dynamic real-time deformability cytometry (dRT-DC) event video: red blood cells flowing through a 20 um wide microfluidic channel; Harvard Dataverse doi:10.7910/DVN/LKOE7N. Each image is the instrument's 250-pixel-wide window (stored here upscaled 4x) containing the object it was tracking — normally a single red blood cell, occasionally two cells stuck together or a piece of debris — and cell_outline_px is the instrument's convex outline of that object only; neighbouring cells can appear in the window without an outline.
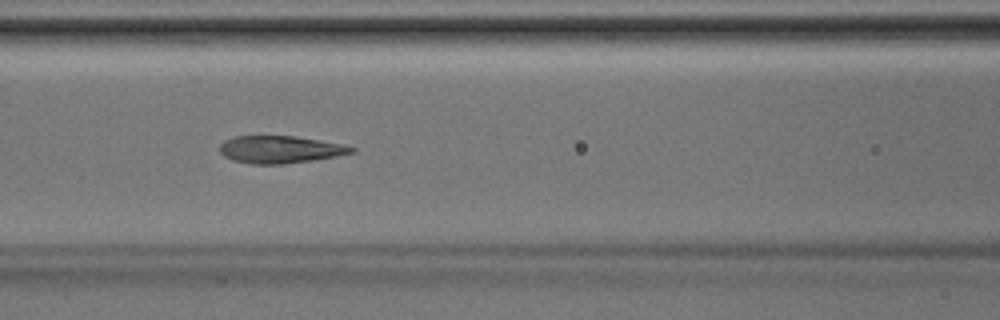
{"species": "Egyptian fruit bat (a non-hibernating species)", "species_latin": "Rousettus aegyptiacus", "temperature_condition": "room temperature", "stored_images_in_passage": 29, "camera_frame_rate_fps": 3000, "um_per_image_px": 0.085, "animal": {"sex": "male"}, "frame": {"image": 1, "passage_image": 9, "time_ms": 2.667, "image_size_px": [1000, 320], "cell_outline_px": [[356, 152], [336, 156], [312, 160], [280, 164], [252, 164], [232, 160], [224, 156], [220, 152], [220, 144], [224, 140], [232, 136], [296, 136], [320, 140], [340, 144], [356, 148]], "centroid_in_image_um": [23.78, 12.7], "position_along_channel_um": 142.8, "area_um2": 20.98}}
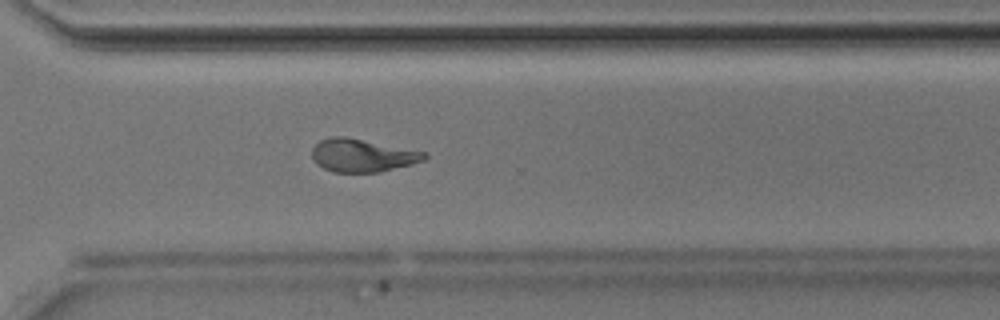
{"frame": {"image": 2, "passage_image": 21, "time_ms": 6.667, "image_size_px": [1000, 320], "cell_outline_px": [[428, 156], [424, 160], [412, 164], [380, 172], [332, 172], [316, 164], [312, 156], [312, 148], [320, 140], [328, 136], [344, 136], [428, 152]], "centroid_in_image_um": [30.8, 13.2], "position_along_channel_um": 339.8, "area_um2": 21.73}}
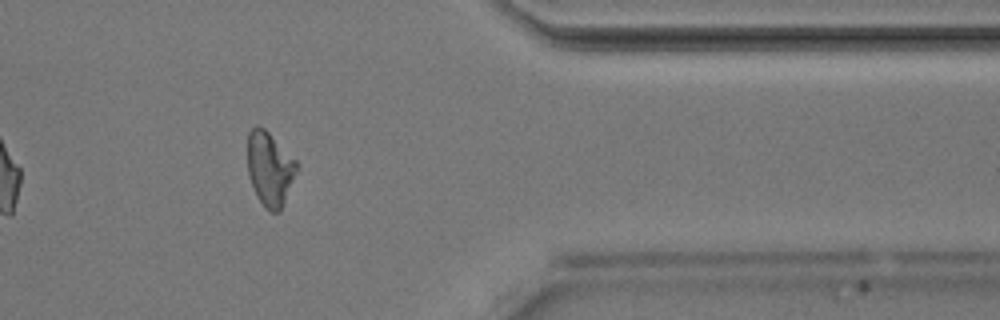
{"frame": {"image": 3, "passage_image": 25, "time_ms": 8.0, "image_size_px": [1000, 320], "cell_outline_px": [[296, 168], [280, 212], [272, 212], [264, 208], [256, 196], [248, 176], [248, 132], [256, 124], [264, 128], [296, 160]], "centroid_in_image_um": [22.88, 14.34], "position_along_channel_um": 388.5, "area_um2": 20.81}}